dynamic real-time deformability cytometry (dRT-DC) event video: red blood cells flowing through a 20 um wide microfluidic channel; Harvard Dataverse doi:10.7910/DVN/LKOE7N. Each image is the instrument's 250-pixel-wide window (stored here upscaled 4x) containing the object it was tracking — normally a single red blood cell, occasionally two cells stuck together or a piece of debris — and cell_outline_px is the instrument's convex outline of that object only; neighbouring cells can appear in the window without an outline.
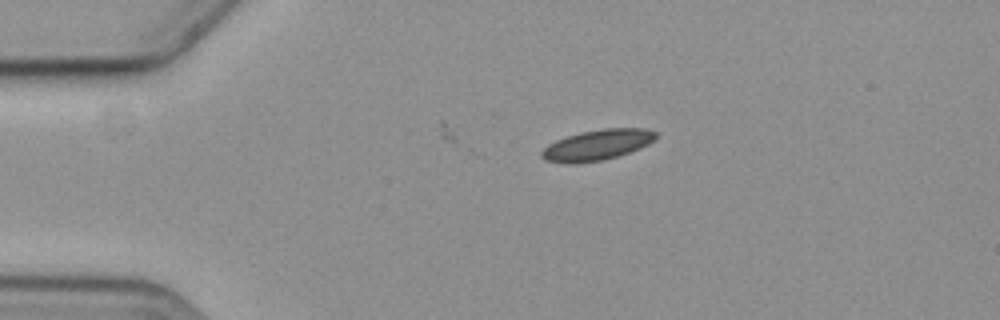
{"species": "common noctule bat (a hibernating species)", "species_latin": "Nyctalus noctula", "temperature_condition": "cold", "stored_images_in_passage": 6, "camera_frame_rate_fps": 3000, "um_per_image_px": 0.085, "animal": {"sex": "female", "body_mass_g": 19.3, "forearm_length_mm": 54.1}, "frame": {"image": 1, "passage_image": 1, "time_ms": 0.0, "image_size_px": [1000, 320], "cell_outline_px": [[656, 136], [648, 144], [640, 148], [604, 160], [576, 164], [564, 164], [544, 160], [540, 156], [540, 152], [548, 144], [556, 140], [580, 132], [604, 128], [644, 128], [656, 132]], "centroid_in_image_um": [50.7, 12.33], "position_along_channel_um": 34.3, "area_um2": 20.4}}
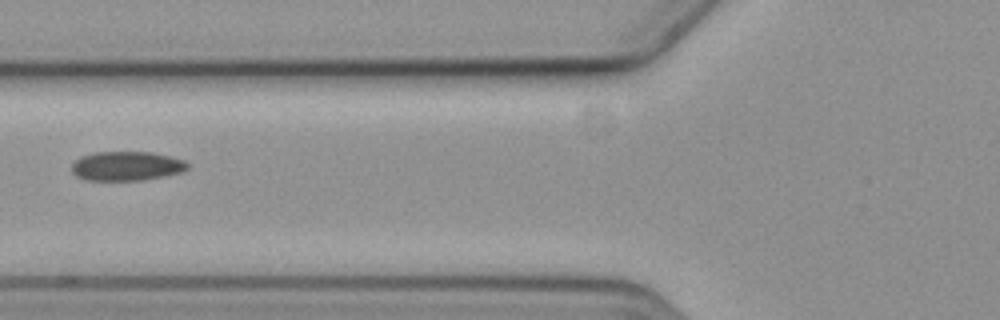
{"frame": {"image": 2, "passage_image": 4, "time_ms": 3.333, "image_size_px": [1000, 320], "cell_outline_px": [[188, 168], [184, 172], [164, 176], [140, 180], [84, 180], [76, 176], [72, 172], [72, 164], [80, 156], [96, 152], [152, 152], [184, 160], [188, 164]], "centroid_in_image_um": [10.75, 14.11], "position_along_channel_um": 115.0, "area_um2": 19.77}}
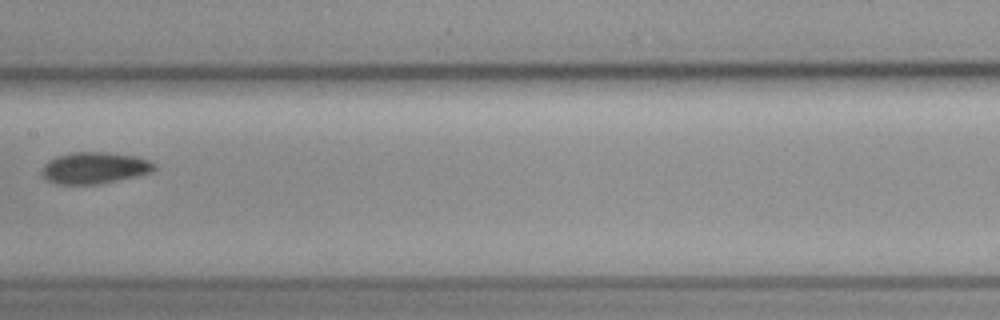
{"frame": {"image": 3, "passage_image": 6, "time_ms": 5.667, "image_size_px": [1000, 320], "cell_outline_px": [[156, 168], [152, 172], [136, 176], [96, 184], [56, 184], [48, 180], [44, 176], [44, 164], [48, 160], [56, 156], [68, 152], [108, 152], [136, 156], [148, 160], [156, 164]], "centroid_in_image_um": [8.05, 14.25], "position_along_channel_um": 199.3, "area_um2": 20.58}}